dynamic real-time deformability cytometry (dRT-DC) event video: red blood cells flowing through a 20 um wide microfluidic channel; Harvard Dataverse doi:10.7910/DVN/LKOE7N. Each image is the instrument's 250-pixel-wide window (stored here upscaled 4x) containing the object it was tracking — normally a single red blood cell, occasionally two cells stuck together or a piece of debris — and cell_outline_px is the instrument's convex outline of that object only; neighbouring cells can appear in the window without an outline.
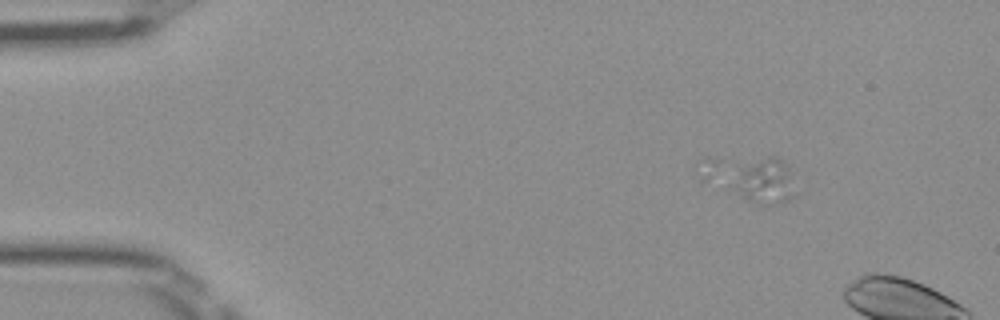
{"species": "Egyptian fruit bat (a non-hibernating species)", "species_latin": "Rousettus aegyptiacus", "temperature_condition": "room temperature", "stored_images_in_passage": 2, "camera_frame_rate_fps": 3000, "um_per_image_px": 0.085, "frame": {"image": 1, "passage_image": 2, "time_ms": 0.333, "image_size_px": [1000, 320], "cell_outline_px": [[800, 196], [780, 204], [764, 208], [752, 204], [744, 200], [728, 184], [736, 164], [768, 156], [776, 156], [788, 164]], "centroid_in_image_um": [64.96, 15.46], "position_along_channel_um": 20.0, "area_um2": 18.9}}